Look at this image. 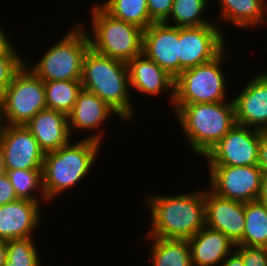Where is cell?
<instances>
[{"label": "cell", "instance_id": "cell-29", "mask_svg": "<svg viewBox=\"0 0 267 266\" xmlns=\"http://www.w3.org/2000/svg\"><path fill=\"white\" fill-rule=\"evenodd\" d=\"M19 55H0V94L12 83L15 74L25 64Z\"/></svg>", "mask_w": 267, "mask_h": 266}, {"label": "cell", "instance_id": "cell-33", "mask_svg": "<svg viewBox=\"0 0 267 266\" xmlns=\"http://www.w3.org/2000/svg\"><path fill=\"white\" fill-rule=\"evenodd\" d=\"M258 167L263 175H267V130L259 131Z\"/></svg>", "mask_w": 267, "mask_h": 266}, {"label": "cell", "instance_id": "cell-25", "mask_svg": "<svg viewBox=\"0 0 267 266\" xmlns=\"http://www.w3.org/2000/svg\"><path fill=\"white\" fill-rule=\"evenodd\" d=\"M100 5L113 17L143 31L154 22L148 13L147 0H106Z\"/></svg>", "mask_w": 267, "mask_h": 266}, {"label": "cell", "instance_id": "cell-3", "mask_svg": "<svg viewBox=\"0 0 267 266\" xmlns=\"http://www.w3.org/2000/svg\"><path fill=\"white\" fill-rule=\"evenodd\" d=\"M81 84L82 89L97 95L121 119L133 118L134 108L130 98L126 62L104 56L89 48L83 59Z\"/></svg>", "mask_w": 267, "mask_h": 266}, {"label": "cell", "instance_id": "cell-18", "mask_svg": "<svg viewBox=\"0 0 267 266\" xmlns=\"http://www.w3.org/2000/svg\"><path fill=\"white\" fill-rule=\"evenodd\" d=\"M130 87L137 91L157 95L170 92L171 103L174 101L175 79L160 68L154 61L143 54L134 57L128 63Z\"/></svg>", "mask_w": 267, "mask_h": 266}, {"label": "cell", "instance_id": "cell-4", "mask_svg": "<svg viewBox=\"0 0 267 266\" xmlns=\"http://www.w3.org/2000/svg\"><path fill=\"white\" fill-rule=\"evenodd\" d=\"M174 108L192 151L203 157L236 124L233 100L175 105Z\"/></svg>", "mask_w": 267, "mask_h": 266}, {"label": "cell", "instance_id": "cell-31", "mask_svg": "<svg viewBox=\"0 0 267 266\" xmlns=\"http://www.w3.org/2000/svg\"><path fill=\"white\" fill-rule=\"evenodd\" d=\"M174 0H147L150 18L154 22H165L171 13Z\"/></svg>", "mask_w": 267, "mask_h": 266}, {"label": "cell", "instance_id": "cell-5", "mask_svg": "<svg viewBox=\"0 0 267 266\" xmlns=\"http://www.w3.org/2000/svg\"><path fill=\"white\" fill-rule=\"evenodd\" d=\"M91 13L90 48L126 63L142 54L141 28L113 17L100 3L94 4Z\"/></svg>", "mask_w": 267, "mask_h": 266}, {"label": "cell", "instance_id": "cell-15", "mask_svg": "<svg viewBox=\"0 0 267 266\" xmlns=\"http://www.w3.org/2000/svg\"><path fill=\"white\" fill-rule=\"evenodd\" d=\"M205 190V226L220 231L237 245L245 227L244 203Z\"/></svg>", "mask_w": 267, "mask_h": 266}, {"label": "cell", "instance_id": "cell-7", "mask_svg": "<svg viewBox=\"0 0 267 266\" xmlns=\"http://www.w3.org/2000/svg\"><path fill=\"white\" fill-rule=\"evenodd\" d=\"M44 108V83L24 64L0 94V124L26 125Z\"/></svg>", "mask_w": 267, "mask_h": 266}, {"label": "cell", "instance_id": "cell-28", "mask_svg": "<svg viewBox=\"0 0 267 266\" xmlns=\"http://www.w3.org/2000/svg\"><path fill=\"white\" fill-rule=\"evenodd\" d=\"M4 266H40L39 253L33 238L8 240Z\"/></svg>", "mask_w": 267, "mask_h": 266}, {"label": "cell", "instance_id": "cell-21", "mask_svg": "<svg viewBox=\"0 0 267 266\" xmlns=\"http://www.w3.org/2000/svg\"><path fill=\"white\" fill-rule=\"evenodd\" d=\"M267 0H218L221 15L218 20L232 22L236 27L257 28L267 23ZM266 8V9H265ZM266 16V17H265ZM226 20V21H225Z\"/></svg>", "mask_w": 267, "mask_h": 266}, {"label": "cell", "instance_id": "cell-36", "mask_svg": "<svg viewBox=\"0 0 267 266\" xmlns=\"http://www.w3.org/2000/svg\"><path fill=\"white\" fill-rule=\"evenodd\" d=\"M258 200L267 208V175H263L261 191Z\"/></svg>", "mask_w": 267, "mask_h": 266}, {"label": "cell", "instance_id": "cell-6", "mask_svg": "<svg viewBox=\"0 0 267 266\" xmlns=\"http://www.w3.org/2000/svg\"><path fill=\"white\" fill-rule=\"evenodd\" d=\"M83 26L82 23L75 24L66 36L47 50L38 63L31 66L25 61V65L43 82L81 80L83 59L90 48L89 35Z\"/></svg>", "mask_w": 267, "mask_h": 266}, {"label": "cell", "instance_id": "cell-2", "mask_svg": "<svg viewBox=\"0 0 267 266\" xmlns=\"http://www.w3.org/2000/svg\"><path fill=\"white\" fill-rule=\"evenodd\" d=\"M103 132L45 153L42 168L45 201L77 185L89 173L99 153Z\"/></svg>", "mask_w": 267, "mask_h": 266}, {"label": "cell", "instance_id": "cell-10", "mask_svg": "<svg viewBox=\"0 0 267 266\" xmlns=\"http://www.w3.org/2000/svg\"><path fill=\"white\" fill-rule=\"evenodd\" d=\"M215 23L179 27L180 74L185 69L212 61L227 49L225 38Z\"/></svg>", "mask_w": 267, "mask_h": 266}, {"label": "cell", "instance_id": "cell-11", "mask_svg": "<svg viewBox=\"0 0 267 266\" xmlns=\"http://www.w3.org/2000/svg\"><path fill=\"white\" fill-rule=\"evenodd\" d=\"M259 130L235 124L204 156L209 165H257Z\"/></svg>", "mask_w": 267, "mask_h": 266}, {"label": "cell", "instance_id": "cell-24", "mask_svg": "<svg viewBox=\"0 0 267 266\" xmlns=\"http://www.w3.org/2000/svg\"><path fill=\"white\" fill-rule=\"evenodd\" d=\"M43 83L47 108L68 116L82 90L81 80L44 81Z\"/></svg>", "mask_w": 267, "mask_h": 266}, {"label": "cell", "instance_id": "cell-14", "mask_svg": "<svg viewBox=\"0 0 267 266\" xmlns=\"http://www.w3.org/2000/svg\"><path fill=\"white\" fill-rule=\"evenodd\" d=\"M233 98L236 124L267 130V71L255 74Z\"/></svg>", "mask_w": 267, "mask_h": 266}, {"label": "cell", "instance_id": "cell-19", "mask_svg": "<svg viewBox=\"0 0 267 266\" xmlns=\"http://www.w3.org/2000/svg\"><path fill=\"white\" fill-rule=\"evenodd\" d=\"M187 241L190 246L192 266H221L235 248V244L227 236L207 226Z\"/></svg>", "mask_w": 267, "mask_h": 266}, {"label": "cell", "instance_id": "cell-12", "mask_svg": "<svg viewBox=\"0 0 267 266\" xmlns=\"http://www.w3.org/2000/svg\"><path fill=\"white\" fill-rule=\"evenodd\" d=\"M5 170L42 169L45 152L25 125L0 124Z\"/></svg>", "mask_w": 267, "mask_h": 266}, {"label": "cell", "instance_id": "cell-34", "mask_svg": "<svg viewBox=\"0 0 267 266\" xmlns=\"http://www.w3.org/2000/svg\"><path fill=\"white\" fill-rule=\"evenodd\" d=\"M3 28L0 27V55H18Z\"/></svg>", "mask_w": 267, "mask_h": 266}, {"label": "cell", "instance_id": "cell-17", "mask_svg": "<svg viewBox=\"0 0 267 266\" xmlns=\"http://www.w3.org/2000/svg\"><path fill=\"white\" fill-rule=\"evenodd\" d=\"M25 126L45 153L57 150L71 141L68 117L62 112L44 108Z\"/></svg>", "mask_w": 267, "mask_h": 266}, {"label": "cell", "instance_id": "cell-23", "mask_svg": "<svg viewBox=\"0 0 267 266\" xmlns=\"http://www.w3.org/2000/svg\"><path fill=\"white\" fill-rule=\"evenodd\" d=\"M245 227L239 246L267 247V208L259 201L244 203Z\"/></svg>", "mask_w": 267, "mask_h": 266}, {"label": "cell", "instance_id": "cell-38", "mask_svg": "<svg viewBox=\"0 0 267 266\" xmlns=\"http://www.w3.org/2000/svg\"><path fill=\"white\" fill-rule=\"evenodd\" d=\"M6 174L5 166H4V156L0 149V177Z\"/></svg>", "mask_w": 267, "mask_h": 266}, {"label": "cell", "instance_id": "cell-16", "mask_svg": "<svg viewBox=\"0 0 267 266\" xmlns=\"http://www.w3.org/2000/svg\"><path fill=\"white\" fill-rule=\"evenodd\" d=\"M41 201L17 199L0 206V239L14 240L33 237L41 214Z\"/></svg>", "mask_w": 267, "mask_h": 266}, {"label": "cell", "instance_id": "cell-35", "mask_svg": "<svg viewBox=\"0 0 267 266\" xmlns=\"http://www.w3.org/2000/svg\"><path fill=\"white\" fill-rule=\"evenodd\" d=\"M221 266H244L242 257L234 250L231 255L227 256Z\"/></svg>", "mask_w": 267, "mask_h": 266}, {"label": "cell", "instance_id": "cell-22", "mask_svg": "<svg viewBox=\"0 0 267 266\" xmlns=\"http://www.w3.org/2000/svg\"><path fill=\"white\" fill-rule=\"evenodd\" d=\"M152 238L150 254L152 266H192L187 239Z\"/></svg>", "mask_w": 267, "mask_h": 266}, {"label": "cell", "instance_id": "cell-1", "mask_svg": "<svg viewBox=\"0 0 267 266\" xmlns=\"http://www.w3.org/2000/svg\"><path fill=\"white\" fill-rule=\"evenodd\" d=\"M152 223L149 237L189 239L205 227V191L147 197Z\"/></svg>", "mask_w": 267, "mask_h": 266}, {"label": "cell", "instance_id": "cell-30", "mask_svg": "<svg viewBox=\"0 0 267 266\" xmlns=\"http://www.w3.org/2000/svg\"><path fill=\"white\" fill-rule=\"evenodd\" d=\"M234 249L242 257L244 266H267V247L235 245Z\"/></svg>", "mask_w": 267, "mask_h": 266}, {"label": "cell", "instance_id": "cell-37", "mask_svg": "<svg viewBox=\"0 0 267 266\" xmlns=\"http://www.w3.org/2000/svg\"><path fill=\"white\" fill-rule=\"evenodd\" d=\"M7 254V241L0 239V266H4Z\"/></svg>", "mask_w": 267, "mask_h": 266}, {"label": "cell", "instance_id": "cell-8", "mask_svg": "<svg viewBox=\"0 0 267 266\" xmlns=\"http://www.w3.org/2000/svg\"><path fill=\"white\" fill-rule=\"evenodd\" d=\"M225 52L210 62L181 72L175 79L173 105L227 101V86L221 70Z\"/></svg>", "mask_w": 267, "mask_h": 266}, {"label": "cell", "instance_id": "cell-27", "mask_svg": "<svg viewBox=\"0 0 267 266\" xmlns=\"http://www.w3.org/2000/svg\"><path fill=\"white\" fill-rule=\"evenodd\" d=\"M208 0H174L169 18L165 21H174L173 26L191 27L214 24L202 17V12L207 8ZM206 19V20H205Z\"/></svg>", "mask_w": 267, "mask_h": 266}, {"label": "cell", "instance_id": "cell-26", "mask_svg": "<svg viewBox=\"0 0 267 266\" xmlns=\"http://www.w3.org/2000/svg\"><path fill=\"white\" fill-rule=\"evenodd\" d=\"M6 175L10 180L13 188L15 189L16 195L19 199H27L31 201H41L39 197L44 198L45 194L43 191V179L42 169H14L6 170ZM39 190L41 196L37 197L36 192Z\"/></svg>", "mask_w": 267, "mask_h": 266}, {"label": "cell", "instance_id": "cell-20", "mask_svg": "<svg viewBox=\"0 0 267 266\" xmlns=\"http://www.w3.org/2000/svg\"><path fill=\"white\" fill-rule=\"evenodd\" d=\"M116 112L97 95L82 89L74 104L72 112L67 116L69 131L74 129L95 131L100 124L108 120L109 115ZM72 128V129H71Z\"/></svg>", "mask_w": 267, "mask_h": 266}, {"label": "cell", "instance_id": "cell-32", "mask_svg": "<svg viewBox=\"0 0 267 266\" xmlns=\"http://www.w3.org/2000/svg\"><path fill=\"white\" fill-rule=\"evenodd\" d=\"M15 189L13 188L7 175L0 177V206L17 200Z\"/></svg>", "mask_w": 267, "mask_h": 266}, {"label": "cell", "instance_id": "cell-9", "mask_svg": "<svg viewBox=\"0 0 267 266\" xmlns=\"http://www.w3.org/2000/svg\"><path fill=\"white\" fill-rule=\"evenodd\" d=\"M208 166L210 176L209 189L213 193L241 203L258 200L263 179V173L258 165Z\"/></svg>", "mask_w": 267, "mask_h": 266}, {"label": "cell", "instance_id": "cell-13", "mask_svg": "<svg viewBox=\"0 0 267 266\" xmlns=\"http://www.w3.org/2000/svg\"><path fill=\"white\" fill-rule=\"evenodd\" d=\"M142 54L176 79L180 75L179 27L153 22L143 31Z\"/></svg>", "mask_w": 267, "mask_h": 266}]
</instances>
